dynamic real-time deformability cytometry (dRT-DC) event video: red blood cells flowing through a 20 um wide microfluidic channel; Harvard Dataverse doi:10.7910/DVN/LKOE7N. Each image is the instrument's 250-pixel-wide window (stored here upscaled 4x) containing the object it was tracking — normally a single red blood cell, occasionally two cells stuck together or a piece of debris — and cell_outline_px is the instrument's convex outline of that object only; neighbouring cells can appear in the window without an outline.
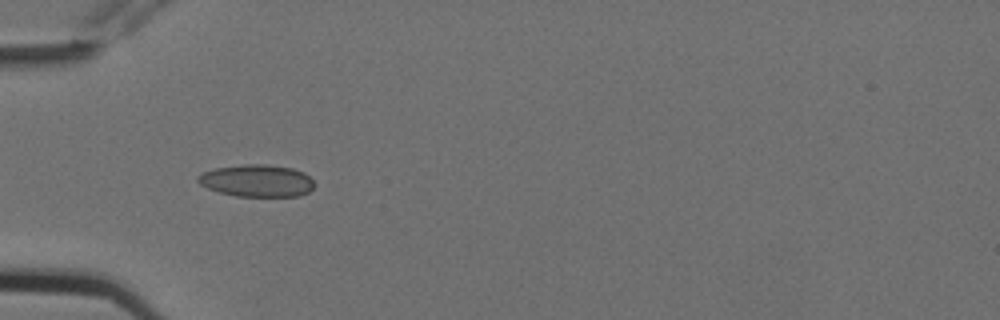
{"species": "Egyptian fruit bat (a non-hibernating species)", "species_latin": "Rousettus aegyptiacus", "temperature_condition": "cold", "stored_images_in_passage": 6, "camera_frame_rate_fps": 3000, "um_per_image_px": 0.085, "animal": {"sex": "female"}, "frame": {"image": 1, "passage_image": 5, "time_ms": 1.333, "image_size_px": [1000, 320], "cell_outline_px": [[316, 184], [308, 192], [300, 196], [236, 196], [220, 192], [208, 188], [200, 184], [196, 180], [196, 176], [204, 172], [216, 168], [244, 164], [264, 164], [292, 168], [304, 172]], "centroid_in_image_um": [21.84, 15.36], "position_along_channel_um": 63.2, "area_um2": 21.79}}
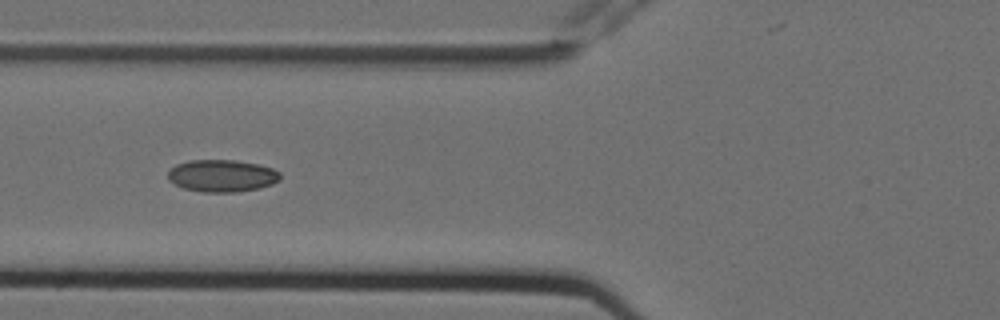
{"frame": {"image": 2, "passage_image": 6, "time_ms": 1.667, "image_size_px": [1000, 320], "cell_outline_px": [[280, 180], [272, 184], [260, 188], [236, 192], [204, 192], [184, 188], [168, 180], [168, 172], [176, 164], [188, 160], [236, 160], [256, 164], [272, 168], [280, 172]], "centroid_in_image_um": [18.88, 14.94], "position_along_channel_um": 106.9, "area_um2": 21.04}}